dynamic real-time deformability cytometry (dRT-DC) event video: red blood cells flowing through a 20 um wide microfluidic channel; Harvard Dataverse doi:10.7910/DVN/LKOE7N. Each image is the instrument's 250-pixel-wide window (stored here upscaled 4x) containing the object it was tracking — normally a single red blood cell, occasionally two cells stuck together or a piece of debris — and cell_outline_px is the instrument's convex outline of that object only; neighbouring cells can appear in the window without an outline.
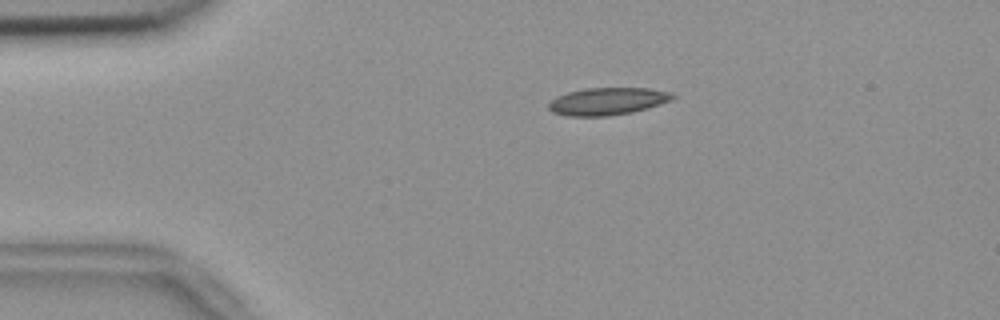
{"species": "common noctule bat (a hibernating species)", "species_latin": "Nyctalus noctula", "temperature_condition": "room temperature", "stored_images_in_passage": 55, "camera_frame_rate_fps": 3000, "um_per_image_px": 0.085, "animal": {"sex": "female", "body_mass_g": 18.4}, "frame": {"image": 1, "passage_image": 11, "time_ms": 3.333, "image_size_px": [1000, 320], "cell_outline_px": [[676, 96], [672, 100], [648, 108], [632, 112], [608, 116], [568, 116], [552, 112], [548, 108], [548, 104], [556, 96], [568, 92], [584, 88], [648, 88], [668, 92]], "centroid_in_image_um": [51.62, 8.61], "position_along_channel_um": 33.4, "area_um2": 19.77}}
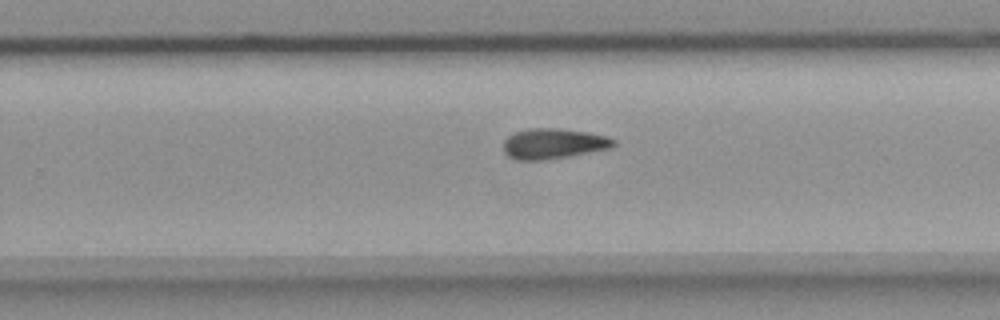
{"frame": {"image": 2, "passage_image": 35, "time_ms": 11.333, "image_size_px": [1000, 320], "cell_outline_px": [[616, 144], [612, 148], [568, 156], [540, 160], [520, 160], [508, 156], [504, 152], [504, 140], [508, 136], [516, 132], [528, 128], [560, 128], [588, 132], [608, 136], [616, 140]], "centroid_in_image_um": [47.07, 12.19], "position_along_channel_um": 282.7, "area_um2": 19.54}}
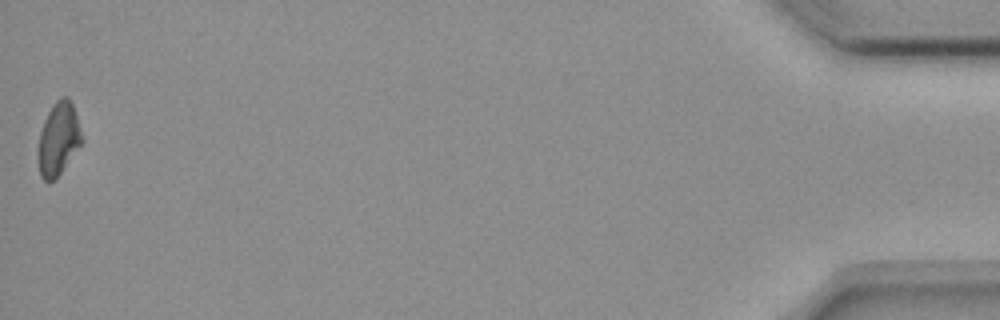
{"frame": {"image": 3, "passage_image": 55, "time_ms": 18.0, "image_size_px": [1000, 320], "cell_outline_px": [[84, 140], [60, 172], [52, 180], [44, 180], [40, 176], [36, 152], [40, 132], [44, 120], [52, 104], [60, 96], [68, 96], [72, 104]], "centroid_in_image_um": [4.94, 11.77], "position_along_channel_um": 430.3, "area_um2": 18.5}, "authors_computed_cell_mechanics": {"area_um2": 18.9584, "velocity_mm_per_s": 3.6574, "shape_relaxation_time_tau1_ms": null, "shape_relaxation_time_tau2_ms": 8.0237, "deformation_change_tau1": null, "deformation_change_tau2": 0.1581}}